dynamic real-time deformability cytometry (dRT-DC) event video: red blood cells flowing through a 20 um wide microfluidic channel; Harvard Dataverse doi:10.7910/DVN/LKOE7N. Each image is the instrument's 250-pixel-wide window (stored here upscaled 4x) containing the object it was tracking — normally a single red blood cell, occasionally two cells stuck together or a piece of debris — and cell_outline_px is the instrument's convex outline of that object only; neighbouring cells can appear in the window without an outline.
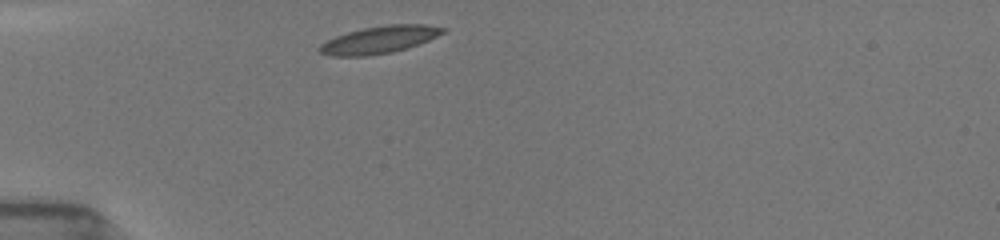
{"species": "common noctule bat (a hibernating species)", "species_latin": "Nyctalus noctula", "temperature_condition": "room temperature", "stored_images_in_passage": 4, "camera_frame_rate_fps": 3000, "um_per_image_px": 0.085, "animal": {"sex": "female", "body_mass_g": 19.5, "forearm_length_mm": 54.1}, "frame": {"image": 1, "passage_image": 1, "time_ms": 0.0, "image_size_px": [1000, 240], "cell_outline_px": [[448, 28], [444, 32], [428, 40], [392, 52], [368, 56], [332, 56], [320, 52], [316, 48], [320, 44], [336, 36], [348, 32], [364, 28], [388, 24], [424, 24]], "centroid_in_image_um": [32.22, 3.37], "position_along_channel_um": 52.8, "area_um2": 19.42}}
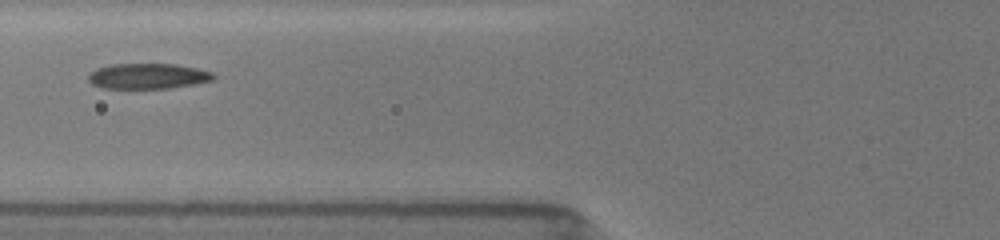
{"frame": {"image": 2, "passage_image": 3, "time_ms": 2.0, "image_size_px": [1000, 240], "cell_outline_px": [[216, 76], [212, 80], [192, 84], [168, 88], [104, 88], [92, 84], [88, 80], [88, 72], [96, 68], [112, 64], [176, 64], [196, 68], [212, 72]], "centroid_in_image_um": [12.53, 6.46], "position_along_channel_um": 113.3, "area_um2": 18.5}}